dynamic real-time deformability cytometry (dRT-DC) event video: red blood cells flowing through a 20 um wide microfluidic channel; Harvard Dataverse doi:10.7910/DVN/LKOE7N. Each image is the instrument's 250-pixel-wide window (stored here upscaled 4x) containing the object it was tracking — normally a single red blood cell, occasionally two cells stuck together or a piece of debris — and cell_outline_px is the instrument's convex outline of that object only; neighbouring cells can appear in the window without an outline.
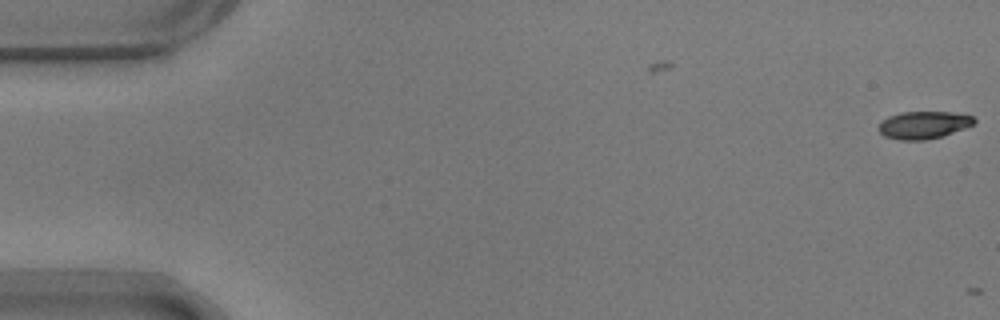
{"species": "common noctule bat (a hibernating species)", "species_latin": "Nyctalus noctula", "temperature_condition": "warm", "stored_images_in_passage": 5, "camera_frame_rate_fps": 3000, "um_per_image_px": 0.085, "animal": {"sex": "male", "body_mass_g": 17.9}, "frame": {"image": 1, "passage_image": 5, "time_ms": 1.333, "image_size_px": [1000, 320], "cell_outline_px": [[976, 120], [972, 124], [964, 128], [944, 136], [924, 140], [900, 140], [884, 136], [880, 132], [880, 124], [888, 116], [900, 112], [952, 112], [972, 116]], "centroid_in_image_um": [78.51, 10.62], "position_along_channel_um": 6.5, "area_um2": 15.14}}